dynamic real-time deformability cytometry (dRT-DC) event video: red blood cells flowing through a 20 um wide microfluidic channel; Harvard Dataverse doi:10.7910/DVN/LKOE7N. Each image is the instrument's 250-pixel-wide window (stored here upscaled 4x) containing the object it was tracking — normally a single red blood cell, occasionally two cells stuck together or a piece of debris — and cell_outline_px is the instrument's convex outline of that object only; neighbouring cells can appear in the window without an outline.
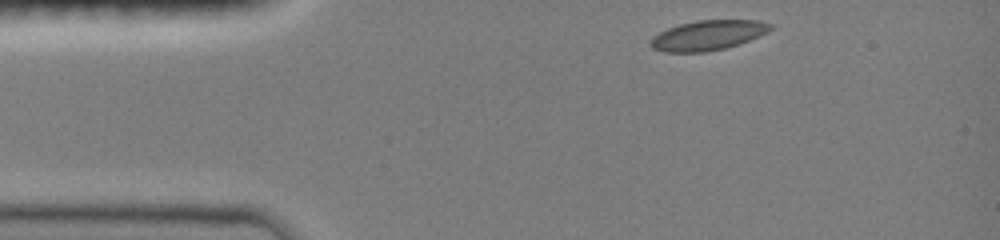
{"species": "common noctule bat (a hibernating species)", "species_latin": "Nyctalus noctula", "temperature_condition": "room temperature", "stored_images_in_passage": 40, "camera_frame_rate_fps": 3000, "um_per_image_px": 0.085, "animal": {"sex": "female", "body_mass_g": 19.0, "forearm_length_mm": 51.5}, "frame": {"image": 1, "passage_image": 1, "time_ms": 0.0, "image_size_px": [1000, 240], "cell_outline_px": [[776, 28], [768, 32], [748, 40], [724, 48], [704, 52], [664, 52], [652, 48], [648, 44], [648, 40], [652, 36], [668, 28], [680, 24], [696, 20], [760, 20], [776, 24]], "centroid_in_image_um": [60.18, 2.98], "position_along_channel_um": 24.8, "area_um2": 21.1}}
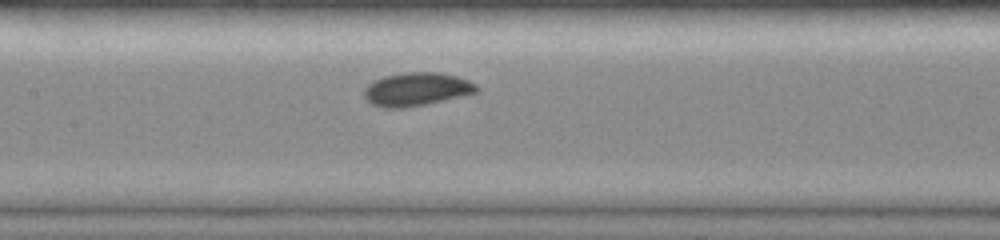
{"frame": {"image": 2, "passage_image": 22, "time_ms": 5.0, "image_size_px": [1000, 240], "cell_outline_px": [[480, 88], [476, 92], [428, 104], [404, 108], [384, 108], [372, 104], [364, 96], [364, 88], [368, 84], [384, 76], [404, 72], [440, 72], [456, 76], [468, 80], [476, 84]], "centroid_in_image_um": [35.4, 7.58], "position_along_channel_um": 172.0, "area_um2": 21.85}}
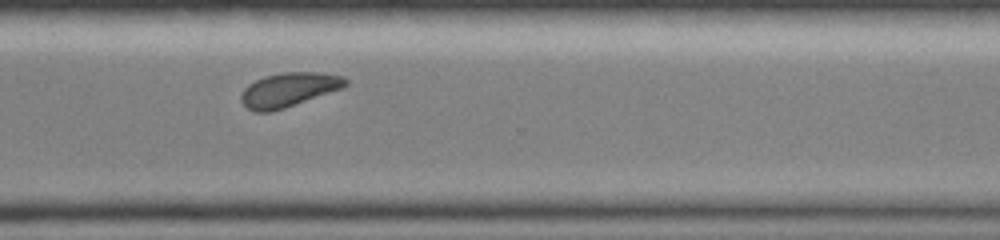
{"frame": {"image": 3, "passage_image": 39, "time_ms": 9.333, "image_size_px": [1000, 240], "cell_outline_px": [[348, 84], [340, 88], [284, 108], [268, 112], [252, 112], [240, 100], [240, 96], [244, 88], [248, 84], [264, 76], [284, 72], [320, 72], [344, 76], [348, 80]], "centroid_in_image_um": [24.51, 7.61], "position_along_channel_um": 346.1, "area_um2": 20.58}}